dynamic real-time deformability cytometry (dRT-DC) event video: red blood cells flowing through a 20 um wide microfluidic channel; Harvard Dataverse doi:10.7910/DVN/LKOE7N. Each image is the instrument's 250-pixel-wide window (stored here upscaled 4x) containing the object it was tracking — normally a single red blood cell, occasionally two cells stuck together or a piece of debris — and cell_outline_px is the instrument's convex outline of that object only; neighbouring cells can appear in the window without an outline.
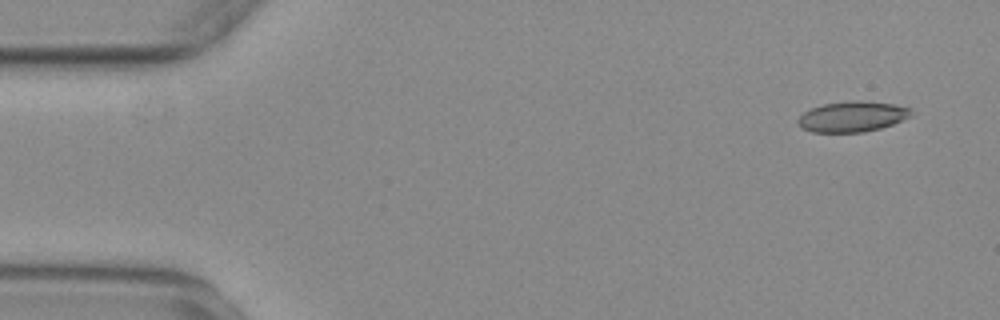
{"species": "common noctule bat (a hibernating species)", "species_latin": "Nyctalus noctula", "temperature_condition": "warm", "stored_images_in_passage": 55, "camera_frame_rate_fps": 3000, "um_per_image_px": 0.085, "animal": {"sex": "female", "body_mass_g": 29.2, "forearm_length_mm": 56.3}, "frame": {"image": 1, "passage_image": 3, "time_ms": 0.667, "image_size_px": [1000, 320], "cell_outline_px": [[916, 112], [912, 116], [892, 124], [880, 128], [864, 132], [812, 132], [804, 128], [796, 120], [804, 112], [812, 108], [824, 104], [856, 100], [860, 100], [892, 104], [912, 108]], "centroid_in_image_um": [72.51, 9.9], "position_along_channel_um": 12.5, "area_um2": 20.06}}
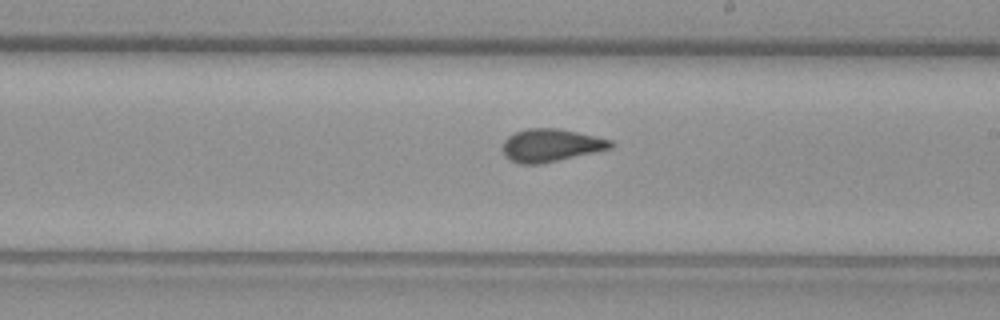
{"frame": {"image": 2, "passage_image": 31, "time_ms": 10.0, "image_size_px": [1000, 320], "cell_outline_px": [[616, 144], [612, 148], [540, 164], [520, 164], [504, 156], [504, 140], [508, 136], [516, 132], [528, 128], [560, 128], [612, 140]], "centroid_in_image_um": [46.85, 12.34], "position_along_channel_um": 242.2, "area_um2": 20.52}}
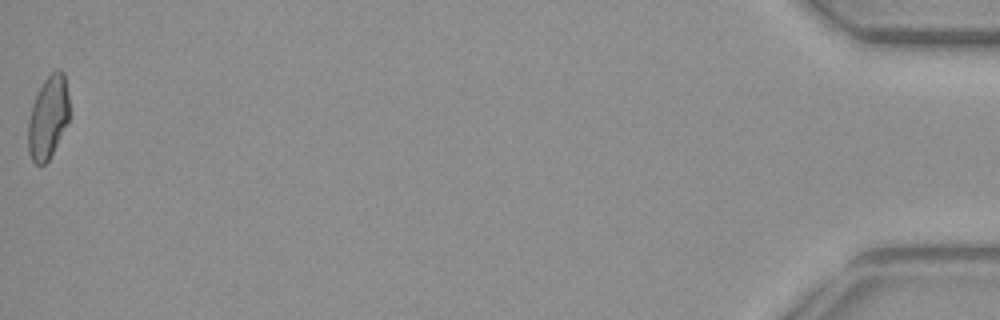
{"frame": {"image": 3, "passage_image": 55, "time_ms": 18.0, "image_size_px": [1000, 320], "cell_outline_px": [[68, 120], [48, 160], [44, 164], [36, 164], [32, 160], [28, 152], [28, 124], [32, 104], [44, 80], [56, 68], [60, 68], [64, 72], [68, 96]], "centroid_in_image_um": [4.07, 9.94], "position_along_channel_um": 431.1, "area_um2": 19.48}, "authors_computed_cell_mechanics": {"area_um2": 20.4034, "velocity_mm_per_s": 3.7078, "shape_relaxation_time_tau1_ms": null, "shape_relaxation_time_tau2_ms": 1.1115, "deformation_change_tau1": null, "deformation_change_tau2": 0.0626}}